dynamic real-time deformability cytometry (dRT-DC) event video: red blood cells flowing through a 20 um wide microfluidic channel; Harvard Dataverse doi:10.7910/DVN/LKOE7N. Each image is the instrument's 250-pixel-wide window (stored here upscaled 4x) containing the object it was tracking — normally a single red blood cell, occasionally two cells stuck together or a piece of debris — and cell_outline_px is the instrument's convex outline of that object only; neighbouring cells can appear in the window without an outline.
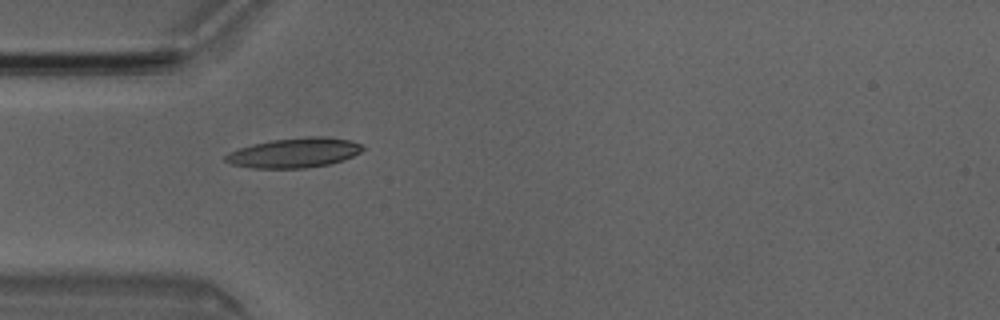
{"species": "Egyptian fruit bat (a non-hibernating species)", "species_latin": "Rousettus aegyptiacus", "temperature_condition": "room temperature", "stored_images_in_passage": 7, "camera_frame_rate_fps": 3000, "um_per_image_px": 0.085, "animal": {"sex": "male"}, "frame": {"image": 1, "passage_image": 5, "time_ms": 1.333, "image_size_px": [1000, 320], "cell_outline_px": [[364, 148], [360, 152], [352, 156], [328, 164], [304, 168], [252, 168], [232, 164], [224, 160], [224, 156], [228, 152], [252, 144], [272, 140], [308, 136], [324, 136], [352, 140], [360, 144]], "centroid_in_image_um": [24.99, 12.98], "position_along_channel_um": 60.0, "area_um2": 23.64}}